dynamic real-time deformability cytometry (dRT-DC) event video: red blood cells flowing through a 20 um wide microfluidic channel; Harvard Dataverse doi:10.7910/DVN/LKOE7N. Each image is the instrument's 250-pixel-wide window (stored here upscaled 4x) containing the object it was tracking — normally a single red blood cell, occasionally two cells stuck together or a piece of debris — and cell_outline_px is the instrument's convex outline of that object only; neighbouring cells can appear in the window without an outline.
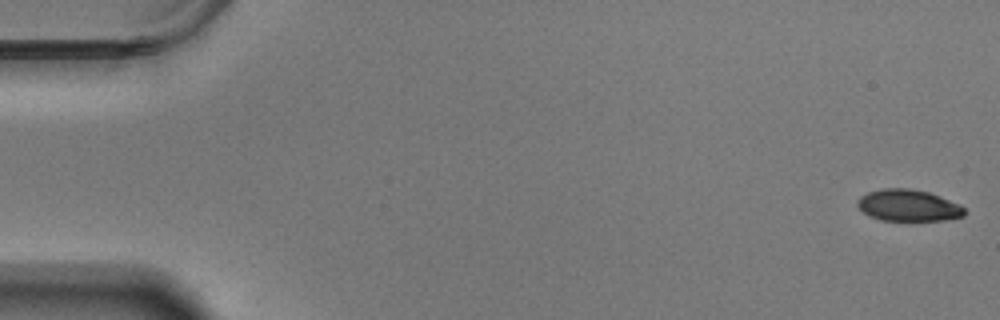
{"species": "Egyptian fruit bat (a non-hibernating species)", "species_latin": "Rousettus aegyptiacus", "temperature_condition": "warm", "stored_images_in_passage": 58, "camera_frame_rate_fps": 3000, "um_per_image_px": 0.085, "animal": {"sex": "male"}, "frame": {"image": 1, "passage_image": 1, "time_ms": 0.0, "image_size_px": [1000, 320], "cell_outline_px": [[968, 212], [964, 216], [944, 220], [880, 220], [868, 216], [856, 204], [856, 200], [860, 196], [868, 192], [884, 188], [912, 188], [928, 192], [940, 196], [960, 204]], "centroid_in_image_um": [77.21, 17.45], "position_along_channel_um": 7.8, "area_um2": 19.88}}
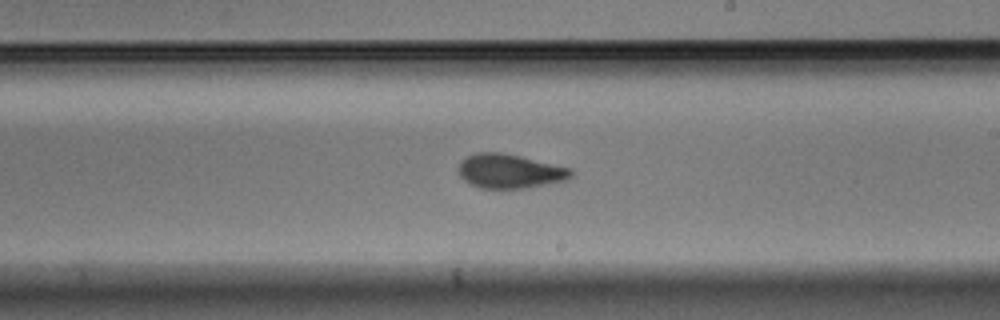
{"frame": {"image": 2, "passage_image": 34, "time_ms": 11.0, "image_size_px": [1000, 320], "cell_outline_px": [[572, 176], [568, 180], [524, 188], [480, 188], [464, 180], [460, 176], [456, 168], [460, 160], [476, 152], [500, 152], [520, 156], [572, 168]], "centroid_in_image_um": [43.3, 14.54], "position_along_channel_um": 245.7, "area_um2": 22.54}}
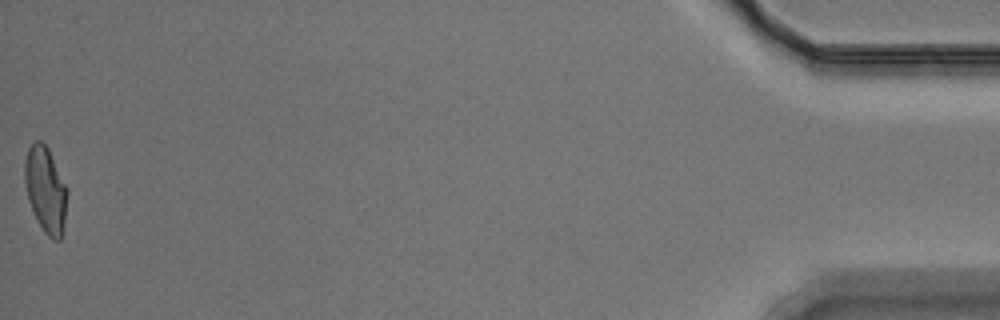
{"frame": {"image": 3, "passage_image": 58, "time_ms": 19.0, "image_size_px": [1000, 320], "cell_outline_px": [[68, 192], [64, 232], [60, 240], [52, 240], [44, 232], [28, 200], [24, 180], [24, 160], [28, 148], [36, 140], [40, 140], [48, 148], [68, 188]], "centroid_in_image_um": [3.9, 16.13], "position_along_channel_um": 431.3, "area_um2": 21.5}, "authors_computed_cell_mechanics": {"area_um2": 21.8195, "velocity_mm_per_s": 3.5058, "shape_relaxation_time_tau1_ms": 8.2555, "shape_relaxation_time_tau2_ms": 1.4238, "deformation_change_tau1": 0.211, "deformation_change_tau2": 0.0631}}